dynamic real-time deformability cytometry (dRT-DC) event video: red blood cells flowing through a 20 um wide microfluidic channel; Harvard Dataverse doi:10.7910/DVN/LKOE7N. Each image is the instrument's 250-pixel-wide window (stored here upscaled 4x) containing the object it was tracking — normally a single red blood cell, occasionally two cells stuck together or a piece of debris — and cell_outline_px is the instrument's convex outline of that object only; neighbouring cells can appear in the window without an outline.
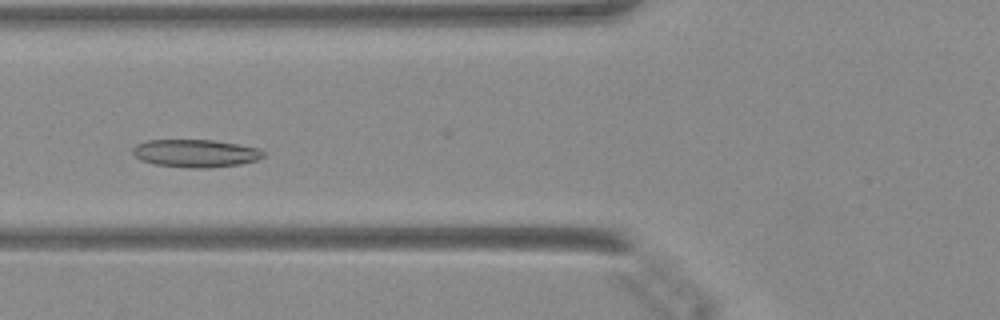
{"species": "Egyptian fruit bat (a non-hibernating species)", "species_latin": "Rousettus aegyptiacus", "temperature_condition": "warm", "stored_images_in_passage": 36, "camera_frame_rate_fps": 3000, "um_per_image_px": 0.085, "animal": {"sex": "female"}, "frame": {"image": 1, "passage_image": 6, "time_ms": 1.667, "image_size_px": [1000, 320], "cell_outline_px": [[264, 156], [256, 160], [240, 164], [212, 168], [184, 168], [156, 164], [140, 160], [132, 152], [132, 148], [136, 144], [148, 140], [212, 140], [260, 148], [264, 152]], "centroid_in_image_um": [16.61, 13.04], "position_along_channel_um": 109.2, "area_um2": 21.21}}
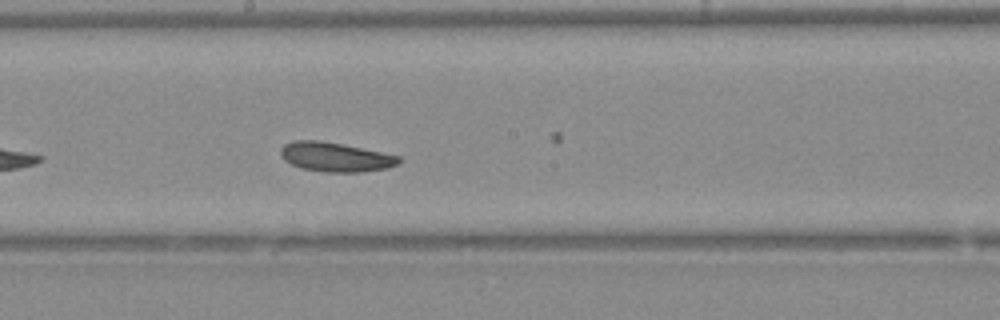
{"frame": {"image": 2, "passage_image": 14, "time_ms": 4.333, "image_size_px": [1000, 320], "cell_outline_px": [[400, 164], [388, 168], [360, 172], [324, 172], [300, 168], [284, 160], [280, 156], [280, 148], [284, 144], [296, 140], [320, 140], [400, 156]], "centroid_in_image_um": [28.48, 13.35], "position_along_channel_um": 219.7, "area_um2": 20.17}}
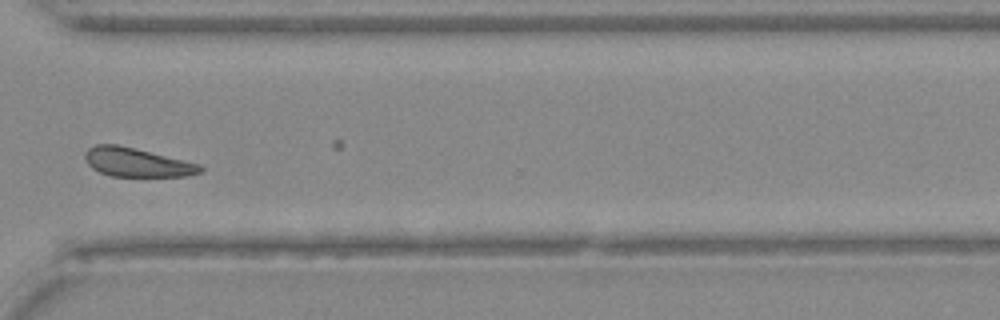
{"frame": {"image": 3, "passage_image": 24, "time_ms": 7.667, "image_size_px": [1000, 320], "cell_outline_px": [[204, 172], [188, 176], [112, 176], [100, 172], [92, 168], [88, 164], [84, 156], [84, 152], [88, 148], [96, 144], [116, 144], [200, 164], [204, 168]], "centroid_in_image_um": [11.64, 13.81], "position_along_channel_um": 359.0, "area_um2": 19.25}}